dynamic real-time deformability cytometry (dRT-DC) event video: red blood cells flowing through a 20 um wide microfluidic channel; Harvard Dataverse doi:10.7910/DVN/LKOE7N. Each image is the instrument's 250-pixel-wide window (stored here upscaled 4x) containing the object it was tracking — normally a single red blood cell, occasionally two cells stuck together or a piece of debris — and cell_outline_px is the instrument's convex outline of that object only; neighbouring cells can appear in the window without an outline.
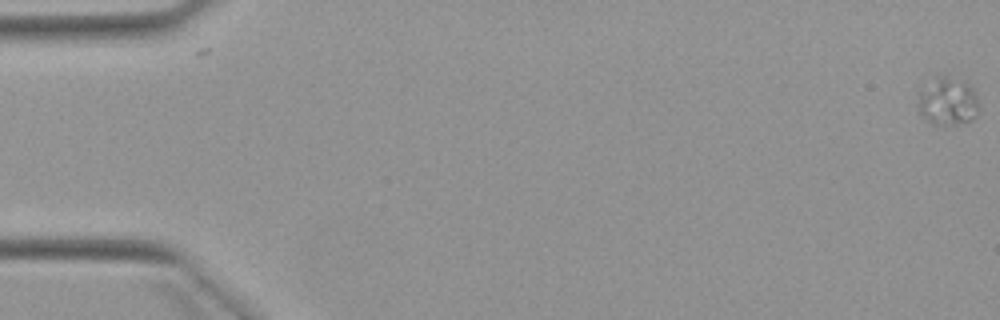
{"species": "Egyptian fruit bat (a non-hibernating species)", "species_latin": "Rousettus aegyptiacus", "temperature_condition": "warm", "stored_images_in_passage": 7, "camera_frame_rate_fps": 3000, "um_per_image_px": 0.085, "animal": {"sex": "female"}, "frame": {"image": 1, "passage_image": 1, "time_ms": 0.0, "image_size_px": [1000, 320], "cell_outline_px": [[980, 104], [976, 116], [972, 120], [956, 124], [932, 124], [916, 108], [916, 104], [920, 92], [936, 76], [948, 76], [960, 80], [968, 84], [976, 92]], "centroid_in_image_um": [80.58, 8.62], "position_along_channel_um": 4.4, "area_um2": 17.05}}
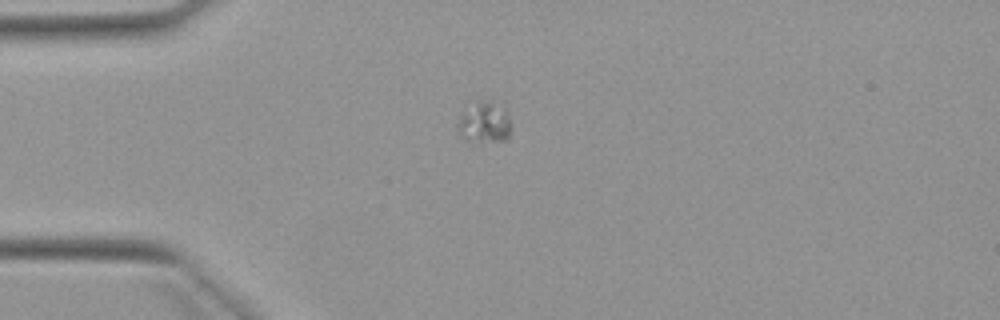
{"frame": {"image": 2, "passage_image": 5, "time_ms": 4.667, "image_size_px": [1000, 320], "cell_outline_px": [[508, 136], [504, 140], [468, 140], [460, 136], [460, 116], [476, 100], [492, 100], [504, 108], [508, 116]], "centroid_in_image_um": [41.18, 10.35], "position_along_channel_um": 43.8, "area_um2": 12.08}}